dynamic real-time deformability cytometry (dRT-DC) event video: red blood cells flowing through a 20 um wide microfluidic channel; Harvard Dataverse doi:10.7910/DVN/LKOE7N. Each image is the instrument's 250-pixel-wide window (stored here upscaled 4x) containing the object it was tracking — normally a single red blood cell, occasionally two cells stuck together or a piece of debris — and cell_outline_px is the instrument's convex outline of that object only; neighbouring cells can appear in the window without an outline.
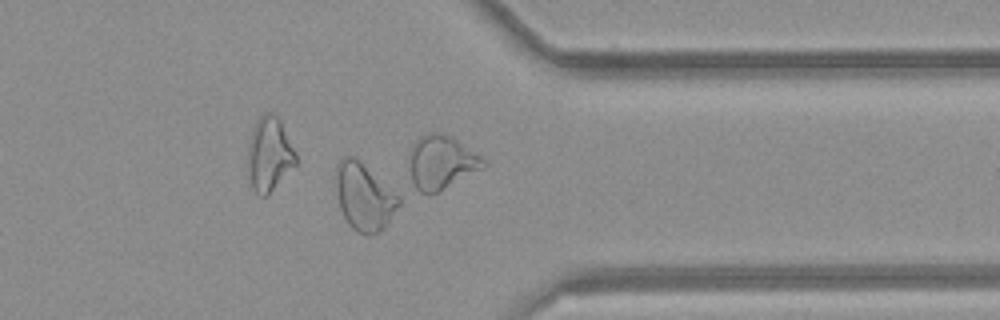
{"species": "common noctule bat (a hibernating species)", "species_latin": "Nyctalus noctula", "temperature_condition": "room temperature", "stored_images_in_passage": 26, "camera_frame_rate_fps": 3000, "um_per_image_px": 0.085, "animal": {"sex": "female", "body_mass_g": 21.9}, "frame": {"image": 1, "passage_image": 22, "time_ms": 7.0, "image_size_px": [1000, 320], "cell_outline_px": [[400, 204], [384, 228], [380, 232], [368, 236], [356, 232], [348, 224], [340, 208], [336, 192], [336, 164], [344, 156], [356, 156], [400, 196]], "centroid_in_image_um": [30.95, 16.72], "position_along_channel_um": 380.5, "area_um2": 24.91}}